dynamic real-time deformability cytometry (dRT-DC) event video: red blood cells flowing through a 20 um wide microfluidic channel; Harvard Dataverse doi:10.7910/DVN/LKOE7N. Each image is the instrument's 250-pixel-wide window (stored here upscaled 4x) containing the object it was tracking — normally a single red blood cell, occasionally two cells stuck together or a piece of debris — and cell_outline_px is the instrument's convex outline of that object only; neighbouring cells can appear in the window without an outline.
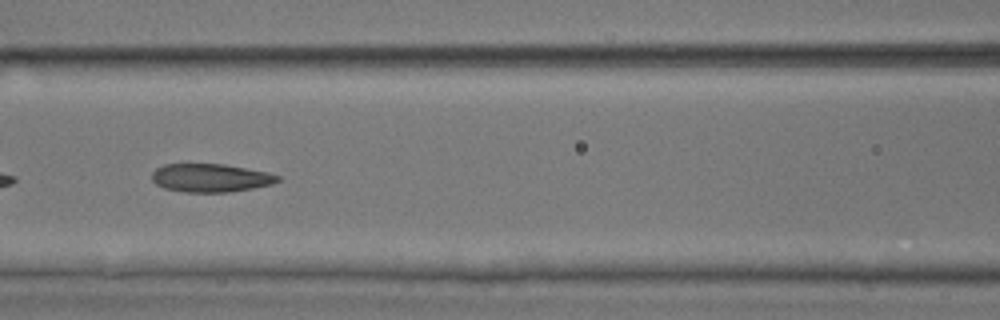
{"species": "common noctule bat (a hibernating species)", "species_latin": "Nyctalus noctula", "temperature_condition": "room temperature", "stored_images_in_passage": 13, "camera_frame_rate_fps": 3000, "um_per_image_px": 0.085, "animal": {"sex": "male", "body_mass_g": 17.9, "forearm_length_mm": 54.2}, "frame": {"image": 1, "passage_image": 8, "time_ms": 2.333, "image_size_px": [1000, 320], "cell_outline_px": [[280, 180], [272, 184], [252, 188], [228, 192], [184, 192], [164, 188], [156, 184], [152, 180], [152, 172], [156, 168], [164, 164], [224, 164], [268, 172], [280, 176]], "centroid_in_image_um": [17.89, 15.12], "position_along_channel_um": 148.7, "area_um2": 20.75}}